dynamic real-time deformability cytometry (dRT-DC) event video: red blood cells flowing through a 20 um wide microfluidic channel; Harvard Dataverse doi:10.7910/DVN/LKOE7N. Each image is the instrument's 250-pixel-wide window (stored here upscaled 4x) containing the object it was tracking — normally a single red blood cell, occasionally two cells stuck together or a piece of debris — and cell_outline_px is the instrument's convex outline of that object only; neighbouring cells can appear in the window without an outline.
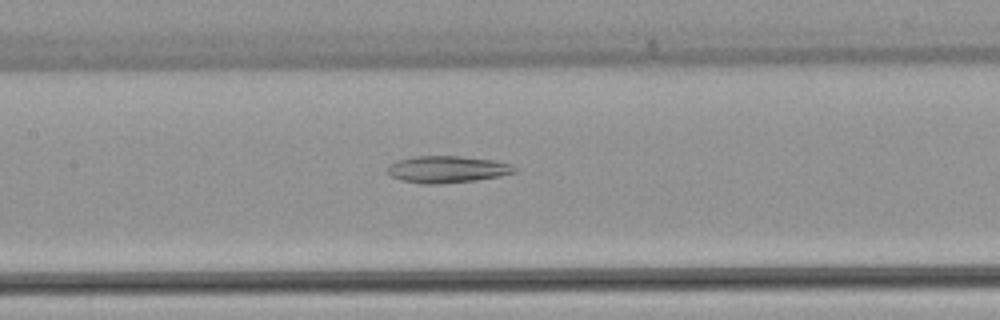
{"species": "common noctule bat (a hibernating species)", "species_latin": "Nyctalus noctula", "temperature_condition": "warm", "stored_images_in_passage": 46, "segment_of_instrument_passage": [2, 2], "camera_frame_rate_fps": 3000, "um_per_image_px": 0.085, "animal": {"sex": "female", "body_mass_g": 22.7, "forearm_length_mm": 54.2}, "frame": {"image": 1, "passage_image": 22, "time_ms": 7.0, "image_size_px": [1000, 320], "cell_outline_px": [[516, 172], [500, 176], [476, 180], [436, 184], [420, 184], [400, 180], [392, 176], [388, 172], [388, 164], [396, 160], [416, 156], [460, 156], [496, 160], [512, 164], [516, 168]], "centroid_in_image_um": [38.01, 14.39], "position_along_channel_um": 169.4, "area_um2": 20.06}}
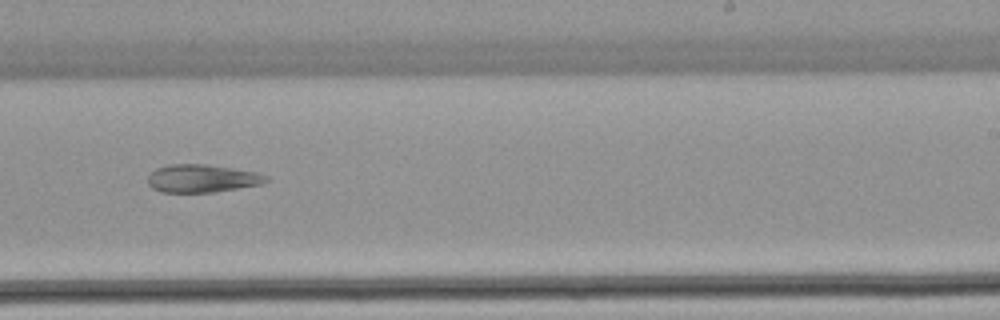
{"frame": {"image": 2, "passage_image": 29, "time_ms": 9.333, "image_size_px": [1000, 320], "cell_outline_px": [[268, 180], [260, 184], [216, 192], [160, 192], [152, 188], [148, 184], [148, 176], [156, 168], [168, 164], [208, 164], [256, 172], [268, 176]], "centroid_in_image_um": [17.15, 15.16], "position_along_channel_um": 271.9, "area_um2": 19.25}}
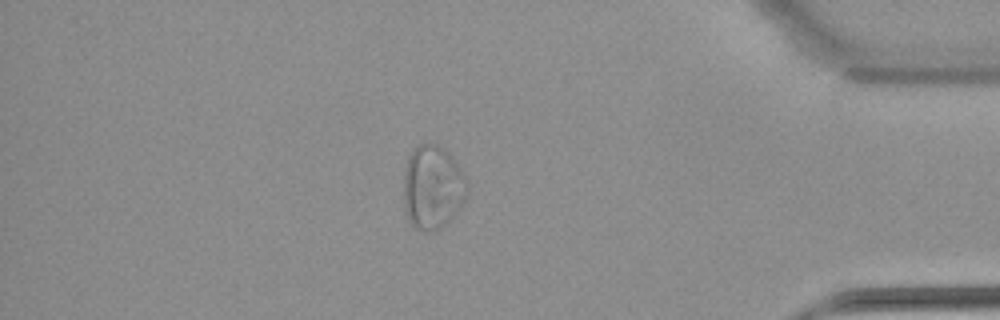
{"frame": {"image": 3, "passage_image": 40, "time_ms": 13.0, "image_size_px": [1000, 320], "cell_outline_px": [[468, 192], [464, 200], [456, 212], [436, 232], [428, 232], [416, 228], [408, 224], [404, 208], [404, 164], [412, 148], [420, 144], [436, 144], [448, 152], [464, 172], [468, 180]], "centroid_in_image_um": [36.75, 15.92], "position_along_channel_um": 398.4, "area_um2": 31.56}}